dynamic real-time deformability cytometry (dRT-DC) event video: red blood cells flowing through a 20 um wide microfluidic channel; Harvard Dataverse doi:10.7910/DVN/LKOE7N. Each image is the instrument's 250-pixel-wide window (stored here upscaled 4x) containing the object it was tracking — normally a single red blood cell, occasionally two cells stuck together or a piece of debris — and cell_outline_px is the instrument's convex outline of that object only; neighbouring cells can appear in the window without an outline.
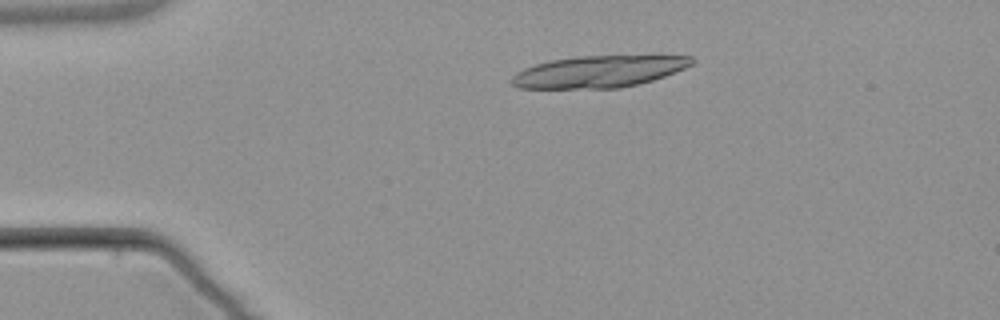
{"species": "common noctule bat (a hibernating species)", "species_latin": "Nyctalus noctula", "temperature_condition": "warm", "stored_images_in_passage": 4, "camera_frame_rate_fps": 3000, "um_per_image_px": 0.085, "animal": {"sex": "male", "body_mass_g": 21.5, "forearm_length_mm": 52.0}, "frame": {"image": 1, "passage_image": 3, "time_ms": 2.333, "image_size_px": [1000, 320], "cell_outline_px": [[696, 60], [692, 64], [684, 68], [664, 76], [640, 84], [620, 88], [520, 88], [512, 84], [512, 76], [516, 72], [524, 68], [536, 64], [552, 60], [576, 56], [692, 56]], "centroid_in_image_um": [50.89, 6.09], "position_along_channel_um": 34.1, "area_um2": 33.12}}